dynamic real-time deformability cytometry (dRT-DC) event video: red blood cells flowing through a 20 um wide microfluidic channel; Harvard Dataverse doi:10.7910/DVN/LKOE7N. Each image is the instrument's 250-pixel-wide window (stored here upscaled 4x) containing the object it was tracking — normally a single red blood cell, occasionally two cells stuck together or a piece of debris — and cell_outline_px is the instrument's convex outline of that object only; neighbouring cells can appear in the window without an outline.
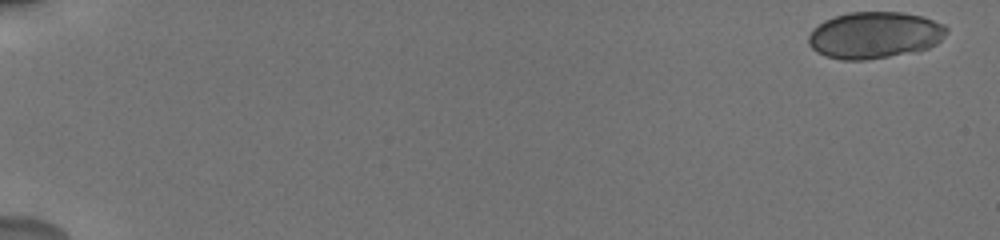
{"species": "human", "species_latin": "Homo sapiens", "temperature_condition": "cold", "stored_images_in_passage": 32, "camera_frame_rate_fps": 3000, "um_per_image_px": 0.085, "donor": {"sex": "male"}, "frame": {"image": 1, "passage_image": 1, "time_ms": 0.0, "image_size_px": [1000, 240], "cell_outline_px": [[948, 32], [936, 44], [928, 48], [888, 56], [864, 60], [840, 60], [824, 56], [816, 52], [808, 44], [808, 36], [812, 28], [824, 20], [848, 12], [904, 12], [924, 16], [944, 24], [948, 28]], "centroid_in_image_um": [74.32, 2.97], "position_along_channel_um": 10.7, "area_um2": 37.74}}
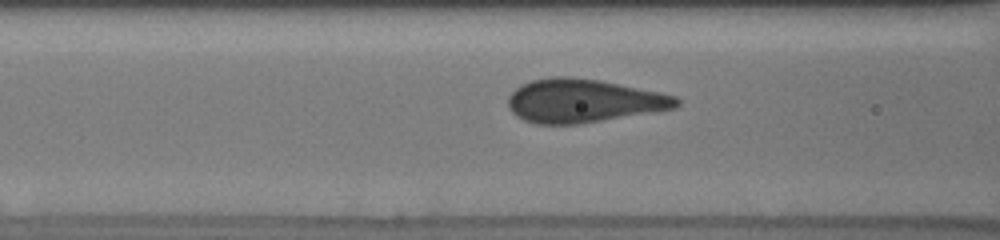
{"frame": {"image": 2, "passage_image": 25, "time_ms": 7.667, "image_size_px": [1000, 240], "cell_outline_px": [[680, 104], [676, 108], [652, 112], [576, 124], [536, 124], [524, 120], [516, 116], [508, 108], [508, 96], [520, 84], [532, 80], [552, 76], [568, 76], [600, 80], [660, 92], [676, 96], [680, 100]], "centroid_in_image_um": [49.56, 8.56], "position_along_channel_um": 117.0, "area_um2": 42.66}}
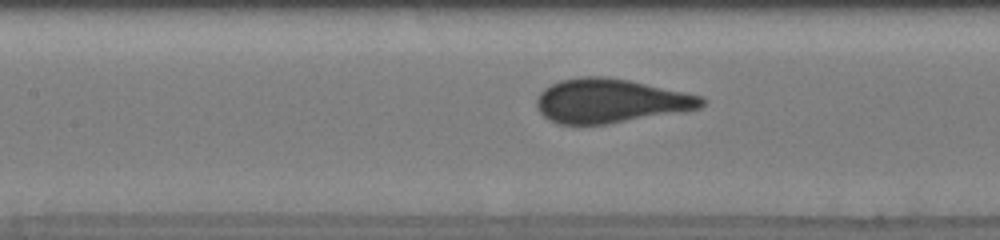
{"frame": {"image": 3, "passage_image": 28, "time_ms": 8.667, "image_size_px": [1000, 240], "cell_outline_px": [[704, 104], [700, 108], [684, 112], [608, 124], [556, 124], [548, 120], [536, 108], [536, 100], [540, 92], [544, 88], [560, 80], [580, 76], [604, 76], [628, 80], [704, 96]], "centroid_in_image_um": [51.88, 8.58], "position_along_channel_um": 155.5, "area_um2": 42.71}}